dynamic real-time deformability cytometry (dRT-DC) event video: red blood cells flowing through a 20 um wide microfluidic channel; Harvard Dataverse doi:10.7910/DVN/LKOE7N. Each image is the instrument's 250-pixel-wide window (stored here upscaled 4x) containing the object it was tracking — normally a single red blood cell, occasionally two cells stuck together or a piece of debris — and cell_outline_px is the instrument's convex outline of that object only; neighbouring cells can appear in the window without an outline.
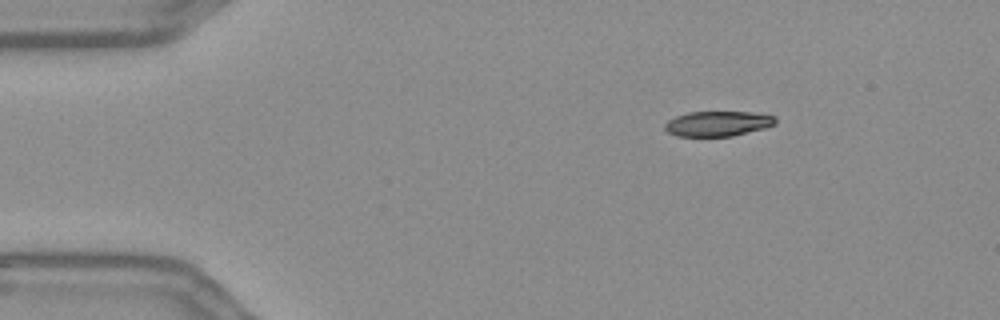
{"species": "Egyptian fruit bat (a non-hibernating species)", "species_latin": "Rousettus aegyptiacus", "temperature_condition": "warm", "stored_images_in_passage": 49, "camera_frame_rate_fps": 3000, "um_per_image_px": 0.085, "frame": {"image": 1, "passage_image": 2, "time_ms": 0.333, "image_size_px": [1000, 320], "cell_outline_px": [[776, 124], [764, 128], [732, 136], [676, 136], [668, 132], [664, 128], [664, 124], [668, 120], [676, 116], [688, 112], [748, 112], [776, 116]], "centroid_in_image_um": [60.99, 10.51], "position_along_channel_um": 24.0, "area_um2": 16.13}}
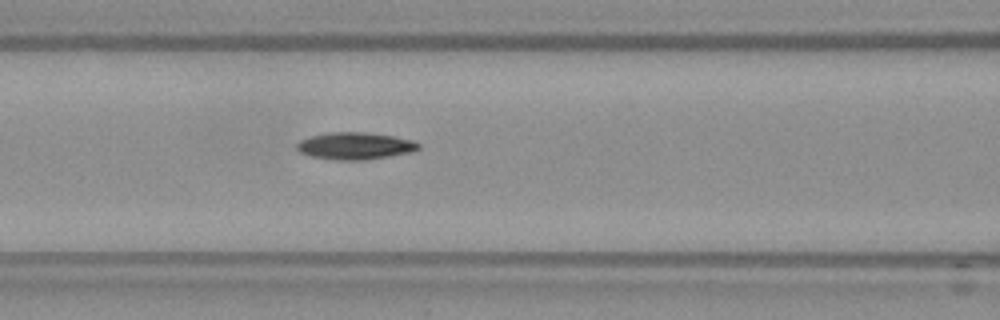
{"frame": {"image": 2, "passage_image": 17, "time_ms": 5.333, "image_size_px": [1000, 320], "cell_outline_px": [[420, 148], [412, 152], [364, 160], [336, 160], [312, 156], [300, 152], [296, 148], [296, 144], [300, 140], [312, 136], [328, 132], [368, 132], [392, 136], [412, 140], [420, 144]], "centroid_in_image_um": [30.18, 12.4], "position_along_channel_um": 136.4, "area_um2": 19.13}}
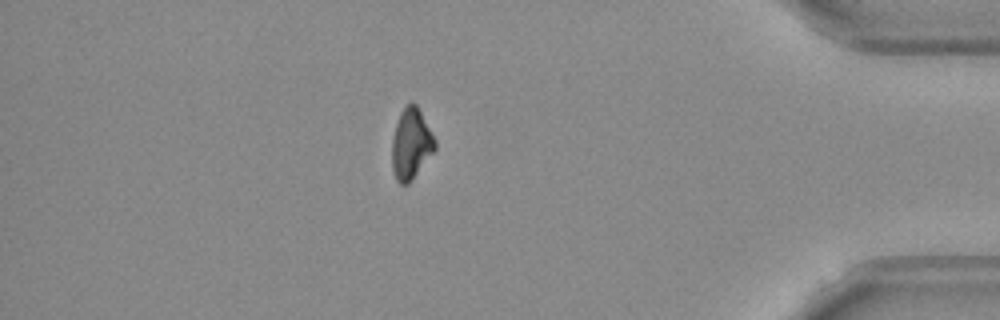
{"frame": {"image": 3, "passage_image": 42, "time_ms": 13.667, "image_size_px": [1000, 320], "cell_outline_px": [[436, 148], [412, 180], [408, 184], [400, 184], [396, 180], [392, 168], [392, 140], [396, 124], [400, 112], [412, 100], [416, 104], [436, 140]], "centroid_in_image_um": [34.93, 12.24], "position_along_channel_um": 400.3, "area_um2": 17.63}, "authors_computed_cell_mechanics": {"area_um2": 18.7272, "velocity_mm_per_s": 3.6533, "shape_relaxation_time_tau1_ms": 4.8534, "shape_relaxation_time_tau2_ms": null, "deformation_change_tau1": 0.1451, "deformation_change_tau2": null}}